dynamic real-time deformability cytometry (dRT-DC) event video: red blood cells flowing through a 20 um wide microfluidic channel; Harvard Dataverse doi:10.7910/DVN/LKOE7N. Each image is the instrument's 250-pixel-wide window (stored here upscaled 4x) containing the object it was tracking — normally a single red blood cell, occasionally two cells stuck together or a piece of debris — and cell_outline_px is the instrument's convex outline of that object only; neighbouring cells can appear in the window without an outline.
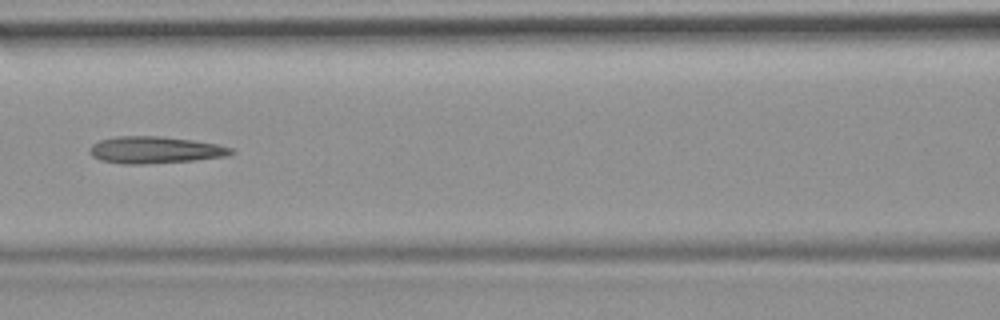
{"species": "common noctule bat (a hibernating species)", "species_latin": "Nyctalus noctula", "temperature_condition": "room temperature", "stored_images_in_passage": 9, "camera_frame_rate_fps": 3000, "um_per_image_px": 0.085, "animal": {"sex": "female", "body_mass_g": 19.9}, "frame": {"image": 1, "passage_image": 6, "time_ms": 6.0, "image_size_px": [1000, 320], "cell_outline_px": [[236, 152], [228, 156], [196, 160], [144, 164], [124, 164], [100, 160], [92, 156], [88, 152], [88, 148], [92, 144], [100, 140], [120, 136], [160, 136], [192, 140], [216, 144], [232, 148]], "centroid_in_image_um": [13.17, 12.75], "position_along_channel_um": 153.4, "area_um2": 22.25}}
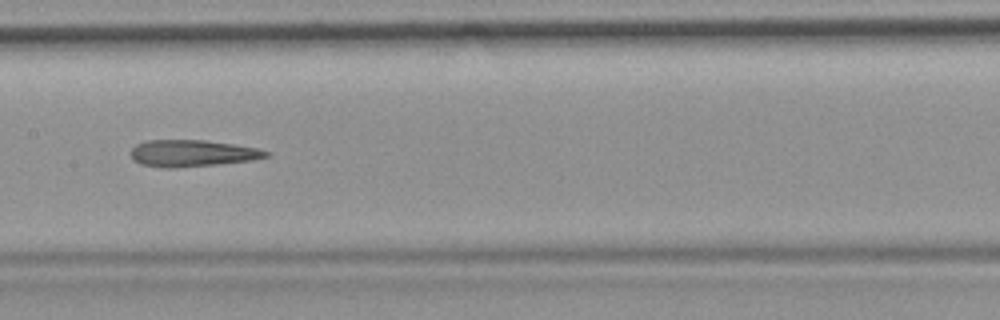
{"frame": {"image": 2, "passage_image": 7, "time_ms": 7.0, "image_size_px": [1000, 320], "cell_outline_px": [[268, 156], [252, 160], [216, 164], [176, 168], [160, 168], [140, 164], [132, 160], [128, 152], [136, 144], [148, 140], [204, 140], [232, 144], [256, 148], [268, 152]], "centroid_in_image_um": [16.23, 13.03], "position_along_channel_um": 191.2, "area_um2": 21.1}}